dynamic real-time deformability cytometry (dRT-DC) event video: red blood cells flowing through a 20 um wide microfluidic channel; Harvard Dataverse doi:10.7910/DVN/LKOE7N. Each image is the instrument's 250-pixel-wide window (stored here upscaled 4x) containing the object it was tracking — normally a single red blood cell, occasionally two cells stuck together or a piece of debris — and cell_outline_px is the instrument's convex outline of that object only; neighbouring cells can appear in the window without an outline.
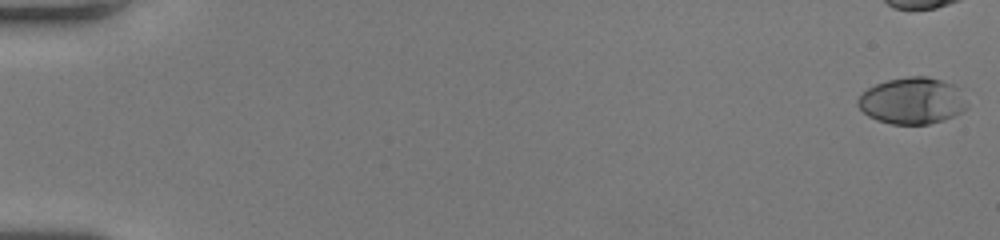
{"species": "human", "species_latin": "Homo sapiens", "temperature_condition": "room temperature", "stored_images_in_passage": 19, "camera_frame_rate_fps": 3000, "um_per_image_px": 0.085, "donor": {"sex": "female"}, "frame": {"image": 1, "passage_image": 1, "time_ms": 0.0, "image_size_px": [1000, 240], "cell_outline_px": [[968, 108], [952, 116], [928, 124], [892, 124], [876, 120], [868, 116], [856, 104], [856, 100], [860, 92], [876, 84], [888, 80], [908, 76], [928, 76], [952, 84], [956, 88]], "centroid_in_image_um": [77.45, 8.56], "position_along_channel_um": 7.5, "area_um2": 29.3}}